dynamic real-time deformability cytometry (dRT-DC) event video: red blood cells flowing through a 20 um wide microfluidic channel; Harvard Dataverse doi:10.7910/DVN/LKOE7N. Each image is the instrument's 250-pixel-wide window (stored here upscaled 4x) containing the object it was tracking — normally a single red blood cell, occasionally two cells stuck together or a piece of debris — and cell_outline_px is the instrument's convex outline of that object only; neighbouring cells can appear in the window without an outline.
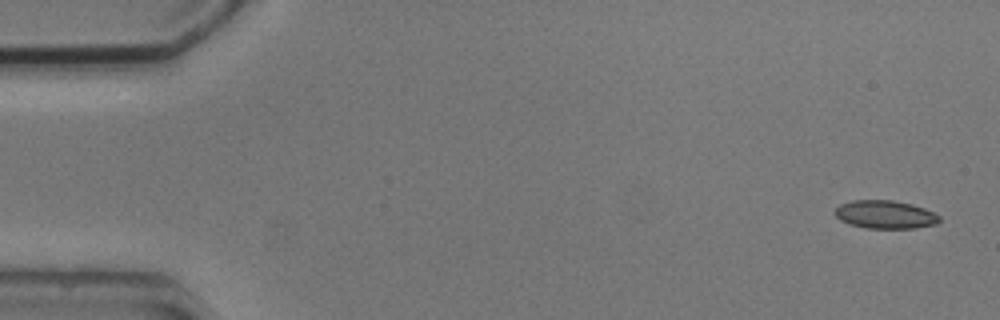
{"species": "common noctule bat (a hibernating species)", "species_latin": "Nyctalus noctula", "temperature_condition": "cold", "stored_images_in_passage": 4, "camera_frame_rate_fps": 3000, "um_per_image_px": 0.085, "animal": {"sex": "male", "body_mass_g": 20.5, "forearm_length_mm": 52.5}, "frame": {"image": 1, "passage_image": 1, "time_ms": 0.0, "image_size_px": [1000, 320], "cell_outline_px": [[940, 220], [936, 224], [916, 228], [864, 228], [848, 224], [840, 220], [832, 212], [840, 204], [852, 200], [892, 200], [912, 204], [924, 208], [940, 216]], "centroid_in_image_um": [75.21, 18.23], "position_along_channel_um": 9.8, "area_um2": 17.28}}